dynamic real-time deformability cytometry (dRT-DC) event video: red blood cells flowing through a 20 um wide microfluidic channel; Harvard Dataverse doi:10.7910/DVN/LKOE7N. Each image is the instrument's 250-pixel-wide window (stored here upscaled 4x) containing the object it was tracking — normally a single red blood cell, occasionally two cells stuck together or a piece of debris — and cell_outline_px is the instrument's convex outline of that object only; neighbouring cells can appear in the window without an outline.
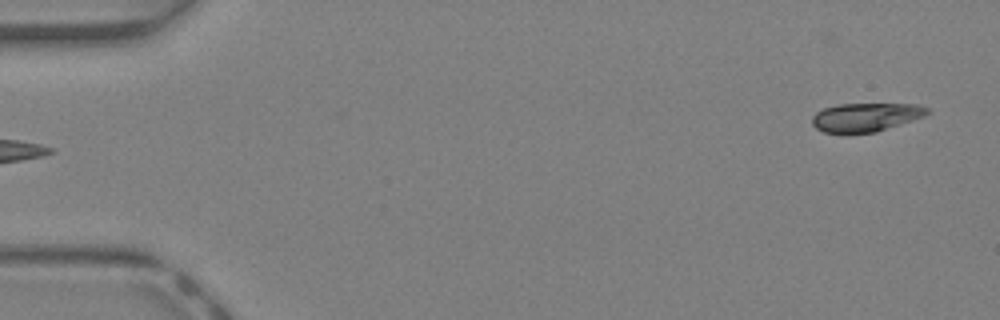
{"species": "Egyptian fruit bat (a non-hibernating species)", "species_latin": "Rousettus aegyptiacus", "temperature_condition": "warm", "stored_images_in_passage": 40, "camera_frame_rate_fps": 3000, "um_per_image_px": 0.085, "animal": {"sex": "female"}, "frame": {"image": 1, "passage_image": 1, "time_ms": 0.0, "image_size_px": [1000, 320], "cell_outline_px": [[932, 112], [924, 116], [876, 132], [848, 136], [840, 136], [824, 132], [816, 128], [812, 124], [812, 116], [816, 112], [824, 108], [836, 104], [916, 104], [928, 108]], "centroid_in_image_um": [73.52, 10.0], "position_along_channel_um": 11.5, "area_um2": 19.88}}
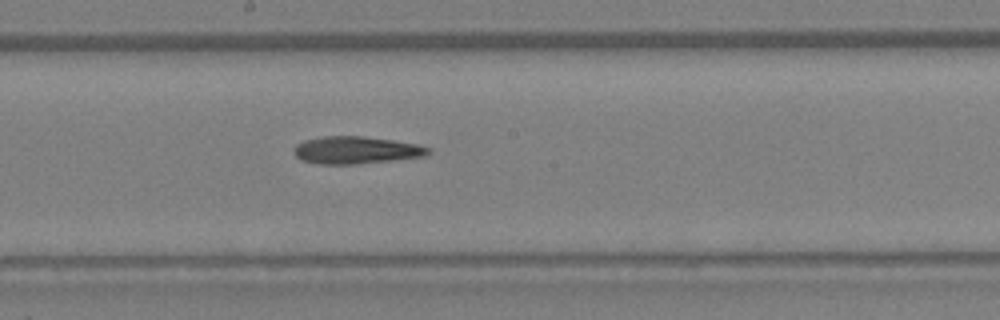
{"frame": {"image": 2, "passage_image": 21, "time_ms": 6.667, "image_size_px": [1000, 320], "cell_outline_px": [[432, 152], [424, 156], [392, 160], [356, 164], [320, 164], [300, 160], [292, 152], [296, 144], [304, 140], [324, 136], [364, 136], [420, 144], [432, 148]], "centroid_in_image_um": [30.27, 12.75], "position_along_channel_um": 217.9, "area_um2": 21.62}}
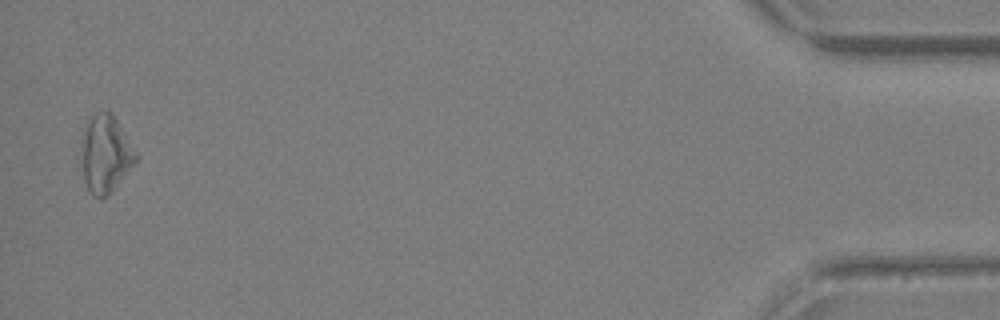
{"frame": {"image": 3, "passage_image": 39, "time_ms": 12.667, "image_size_px": [1000, 320], "cell_outline_px": [[140, 156], [136, 164], [108, 196], [100, 200], [92, 196], [84, 180], [84, 132], [92, 116], [96, 112], [112, 112]], "centroid_in_image_um": [9.06, 13.14], "position_along_channel_um": 426.1, "area_um2": 24.28}}